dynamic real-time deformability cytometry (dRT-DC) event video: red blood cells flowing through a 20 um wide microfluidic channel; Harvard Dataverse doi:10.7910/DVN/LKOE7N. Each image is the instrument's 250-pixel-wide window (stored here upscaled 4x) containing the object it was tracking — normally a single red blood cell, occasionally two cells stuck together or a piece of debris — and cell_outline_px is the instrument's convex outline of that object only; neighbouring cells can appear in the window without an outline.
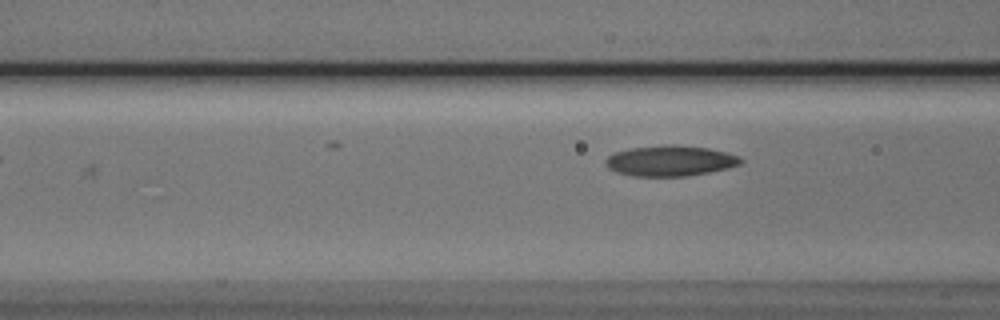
{"species": "Egyptian fruit bat (a non-hibernating species)", "species_latin": "Rousettus aegyptiacus", "temperature_condition": "cold", "stored_images_in_passage": 9, "camera_frame_rate_fps": 3000, "um_per_image_px": 0.085, "animal": {"sex": "male"}, "frame": {"image": 1, "passage_image": 6, "time_ms": 5.667, "image_size_px": [1000, 320], "cell_outline_px": [[744, 160], [740, 164], [728, 168], [708, 172], [684, 176], [632, 176], [616, 172], [608, 168], [604, 164], [604, 160], [608, 156], [616, 152], [632, 148], [668, 144], [672, 144], [708, 148], [728, 152], [740, 156]], "centroid_in_image_um": [56.97, 13.66], "position_along_channel_um": 109.6, "area_um2": 24.16}}
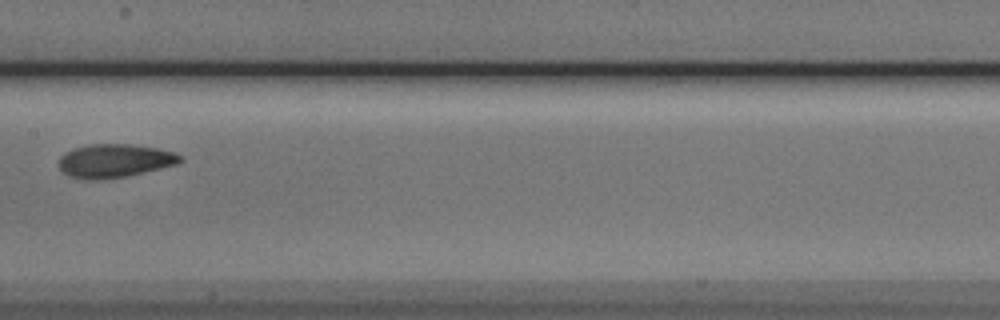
{"frame": {"image": 2, "passage_image": 8, "time_ms": 8.0, "image_size_px": [1000, 320], "cell_outline_px": [[184, 160], [176, 164], [124, 176], [100, 180], [88, 180], [68, 176], [60, 168], [60, 156], [64, 152], [88, 144], [128, 144], [156, 148], [172, 152], [184, 156]], "centroid_in_image_um": [9.72, 13.66], "position_along_channel_um": 197.7, "area_um2": 23.41}}
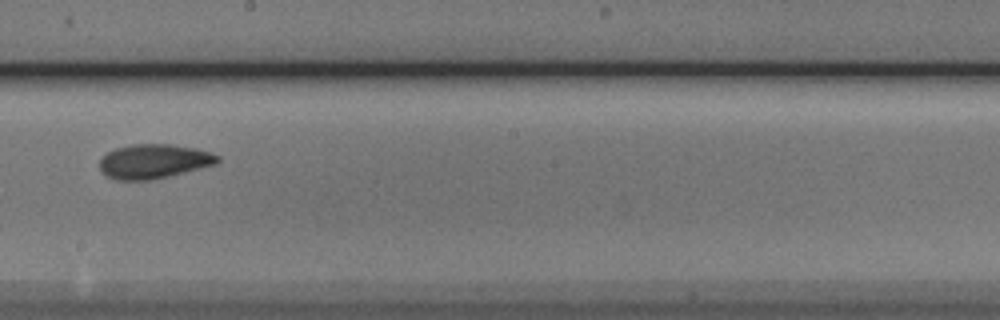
{"frame": {"image": 3, "passage_image": 9, "time_ms": 9.0, "image_size_px": [1000, 320], "cell_outline_px": [[220, 160], [216, 164], [168, 176], [148, 180], [116, 180], [104, 176], [100, 172], [100, 160], [108, 152], [116, 148], [132, 144], [172, 144], [196, 148], [212, 152], [220, 156]], "centroid_in_image_um": [13.07, 13.71], "position_along_channel_um": 235.1, "area_um2": 23.7}}